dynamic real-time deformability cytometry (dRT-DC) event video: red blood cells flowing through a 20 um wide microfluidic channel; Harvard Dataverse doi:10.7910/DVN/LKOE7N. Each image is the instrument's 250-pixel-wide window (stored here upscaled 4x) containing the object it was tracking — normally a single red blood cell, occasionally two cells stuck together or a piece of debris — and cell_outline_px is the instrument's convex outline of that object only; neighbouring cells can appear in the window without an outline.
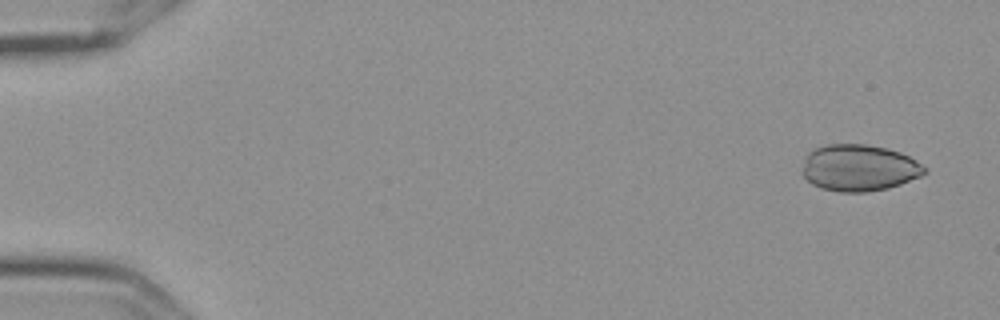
{"species": "Egyptian fruit bat (a non-hibernating species)", "species_latin": "Rousettus aegyptiacus", "temperature_condition": "cold", "stored_images_in_passage": 56, "camera_frame_rate_fps": 3000, "um_per_image_px": 0.085, "frame": {"image": 1, "passage_image": 2, "time_ms": 0.333, "image_size_px": [1000, 320], "cell_outline_px": [[928, 172], [920, 176], [900, 184], [888, 188], [868, 192], [840, 192], [820, 188], [812, 184], [800, 172], [804, 156], [812, 148], [828, 144], [864, 144], [888, 148], [900, 152], [908, 156], [928, 168]], "centroid_in_image_um": [72.98, 14.26], "position_along_channel_um": 12.0, "area_um2": 33.64}}
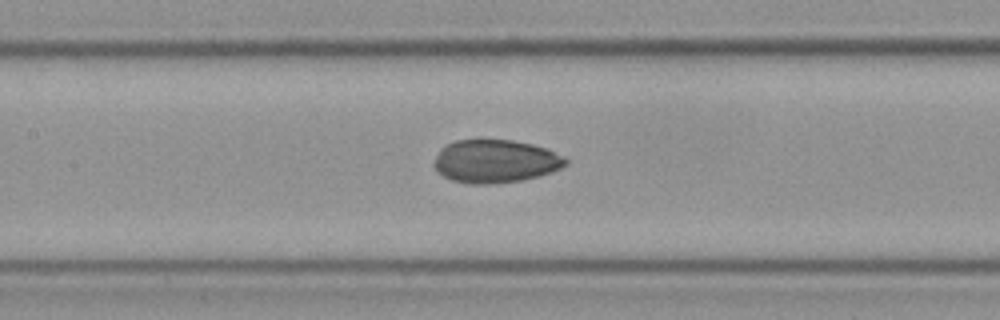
{"frame": {"image": 2, "passage_image": 26, "time_ms": 8.333, "image_size_px": [1000, 320], "cell_outline_px": [[568, 164], [552, 172], [540, 176], [520, 180], [496, 184], [468, 184], [452, 180], [436, 172], [432, 164], [440, 148], [456, 140], [476, 136], [480, 136], [512, 140], [532, 144], [544, 148], [564, 156], [568, 160]], "centroid_in_image_um": [42.06, 13.67], "position_along_channel_um": 165.3, "area_um2": 34.1}}
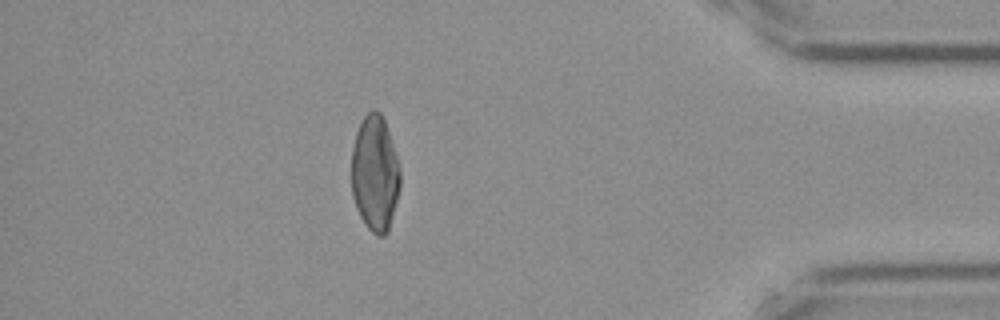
{"frame": {"image": 3, "passage_image": 49, "time_ms": 16.0, "image_size_px": [1000, 320], "cell_outline_px": [[400, 188], [388, 232], [384, 236], [376, 236], [368, 228], [360, 216], [356, 208], [352, 196], [352, 148], [356, 132], [364, 116], [372, 108], [376, 108], [380, 112], [384, 120], [396, 156], [400, 172]], "centroid_in_image_um": [31.86, 14.76], "position_along_channel_um": 403.3, "area_um2": 32.77}}